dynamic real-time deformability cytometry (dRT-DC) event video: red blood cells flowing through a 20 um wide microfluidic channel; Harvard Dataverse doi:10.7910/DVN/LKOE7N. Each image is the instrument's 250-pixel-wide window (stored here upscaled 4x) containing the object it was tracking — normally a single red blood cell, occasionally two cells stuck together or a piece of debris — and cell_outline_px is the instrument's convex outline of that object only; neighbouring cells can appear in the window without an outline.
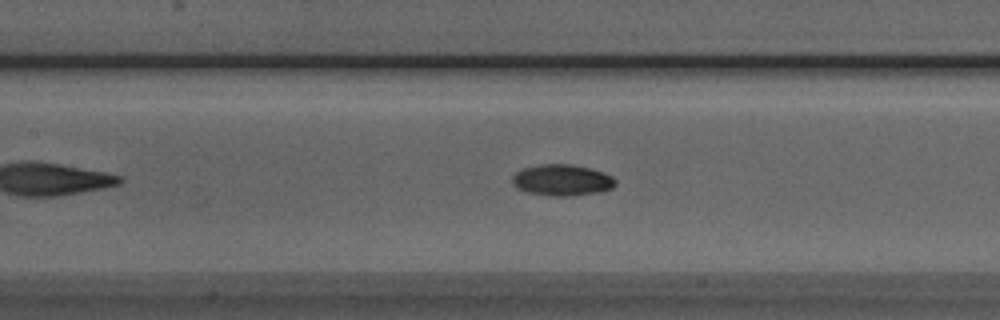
{"species": "Egyptian fruit bat (a non-hibernating species)", "species_latin": "Rousettus aegyptiacus", "temperature_condition": "room temperature", "stored_images_in_passage": 42, "camera_frame_rate_fps": 3000, "um_per_image_px": 0.085, "animal": {"sex": "male"}, "frame": {"image": 1, "passage_image": 15, "time_ms": 4.667, "image_size_px": [1000, 320], "cell_outline_px": [[616, 184], [612, 188], [600, 192], [564, 196], [556, 196], [528, 192], [516, 188], [512, 184], [512, 176], [516, 172], [524, 168], [540, 164], [572, 164], [588, 168], [612, 176], [616, 180]], "centroid_in_image_um": [47.75, 15.3], "position_along_channel_um": 159.6, "area_um2": 18.61}}
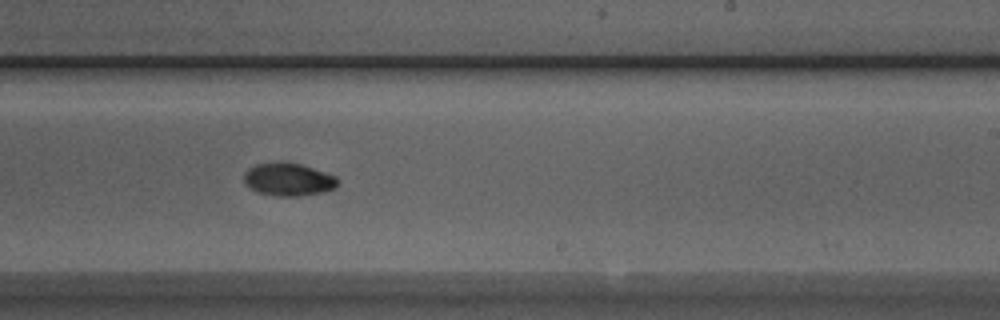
{"frame": {"image": 2, "passage_image": 23, "time_ms": 7.333, "image_size_px": [1000, 320], "cell_outline_px": [[340, 180], [336, 188], [320, 192], [300, 196], [276, 196], [256, 192], [244, 184], [244, 172], [248, 168], [256, 164], [280, 160], [288, 160], [336, 176]], "centroid_in_image_um": [24.48, 15.23], "position_along_channel_um": 264.5, "area_um2": 18.38}}
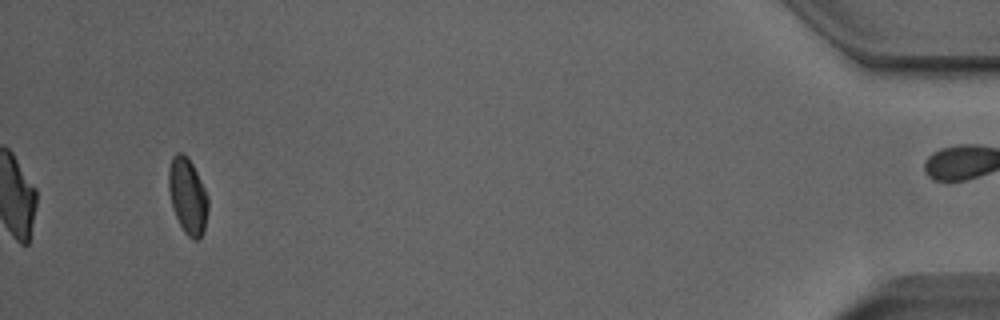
{"frame": {"image": 3, "passage_image": 41, "time_ms": 13.333, "image_size_px": [1000, 320], "cell_outline_px": [[208, 212], [204, 232], [200, 240], [192, 240], [184, 232], [172, 208], [168, 188], [168, 172], [172, 156], [176, 152], [184, 152], [188, 156], [208, 196]], "centroid_in_image_um": [15.95, 16.67], "position_along_channel_um": 419.3, "area_um2": 17.69}}